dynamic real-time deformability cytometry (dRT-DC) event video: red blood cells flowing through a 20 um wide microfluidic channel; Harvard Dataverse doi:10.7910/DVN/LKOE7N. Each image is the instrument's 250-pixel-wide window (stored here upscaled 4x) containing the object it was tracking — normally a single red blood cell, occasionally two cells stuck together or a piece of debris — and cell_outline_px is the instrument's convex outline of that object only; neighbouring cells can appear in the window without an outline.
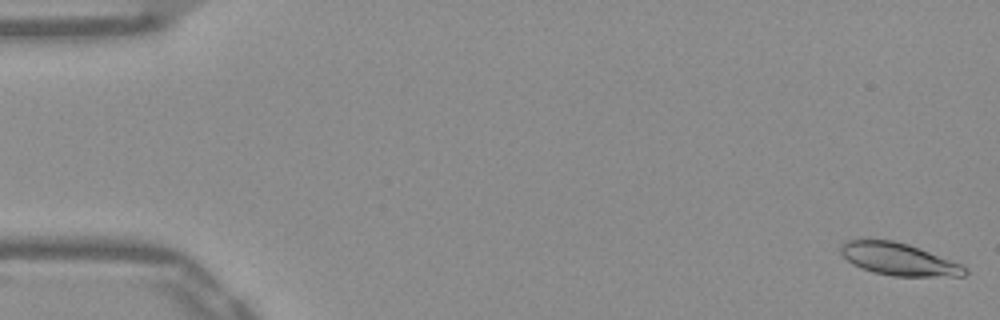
{"species": "Egyptian fruit bat (a non-hibernating species)", "species_latin": "Rousettus aegyptiacus", "temperature_condition": "warm", "stored_images_in_passage": 52, "camera_frame_rate_fps": 3000, "um_per_image_px": 0.085, "frame": {"image": 1, "passage_image": 1, "time_ms": 0.0, "image_size_px": [1000, 320], "cell_outline_px": [[968, 272], [964, 276], [892, 276], [872, 272], [860, 268], [852, 264], [840, 252], [840, 244], [848, 240], [892, 240], [908, 244], [960, 264], [968, 268]], "centroid_in_image_um": [76.36, 22.04], "position_along_channel_um": 8.6, "area_um2": 23.18}}
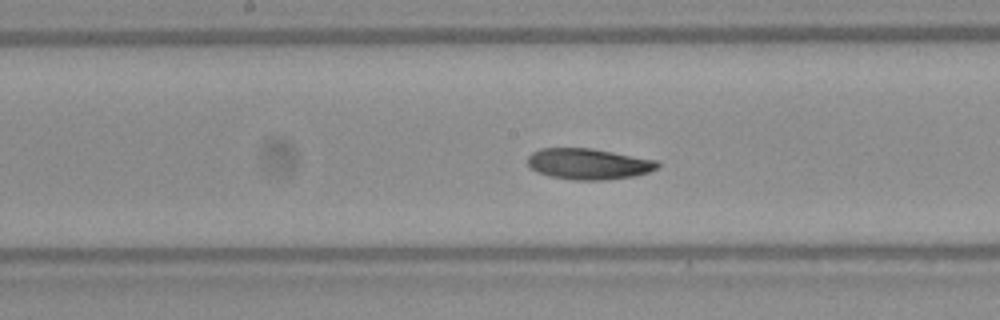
{"frame": {"image": 2, "passage_image": 27, "time_ms": 8.667, "image_size_px": [1000, 320], "cell_outline_px": [[660, 164], [656, 168], [648, 172], [632, 176], [608, 180], [572, 180], [548, 176], [536, 172], [528, 164], [528, 156], [532, 152], [540, 148], [592, 148], [656, 160]], "centroid_in_image_um": [49.99, 13.93], "position_along_channel_um": 198.2, "area_um2": 23.47}}
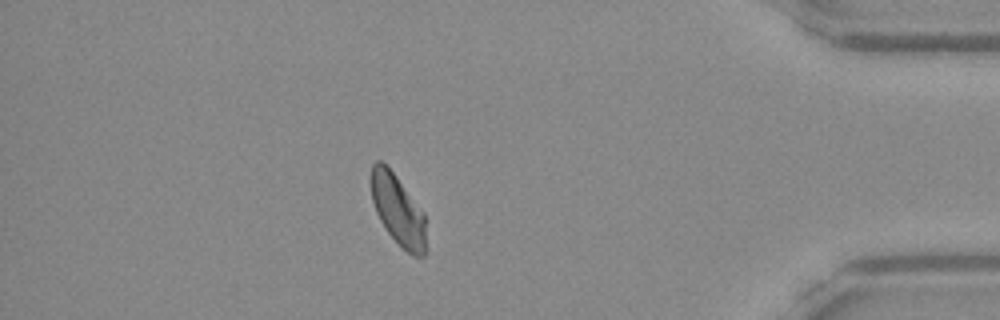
{"frame": {"image": 3, "passage_image": 46, "time_ms": 15.0, "image_size_px": [1000, 320], "cell_outline_px": [[424, 256], [412, 256], [400, 248], [388, 232], [380, 220], [376, 212], [372, 200], [372, 164], [376, 160], [380, 160], [392, 172], [424, 212]], "centroid_in_image_um": [33.81, 17.89], "position_along_channel_um": 401.4, "area_um2": 22.02}, "authors_computed_cell_mechanics": {"area_um2": 23.5535, "velocity_mm_per_s": 3.8517, "shape_relaxation_time_tau1_ms": 5.0605, "shape_relaxation_time_tau2_ms": 7.447, "deformation_change_tau1": 0.1341, "deformation_change_tau2": 0.1199}}